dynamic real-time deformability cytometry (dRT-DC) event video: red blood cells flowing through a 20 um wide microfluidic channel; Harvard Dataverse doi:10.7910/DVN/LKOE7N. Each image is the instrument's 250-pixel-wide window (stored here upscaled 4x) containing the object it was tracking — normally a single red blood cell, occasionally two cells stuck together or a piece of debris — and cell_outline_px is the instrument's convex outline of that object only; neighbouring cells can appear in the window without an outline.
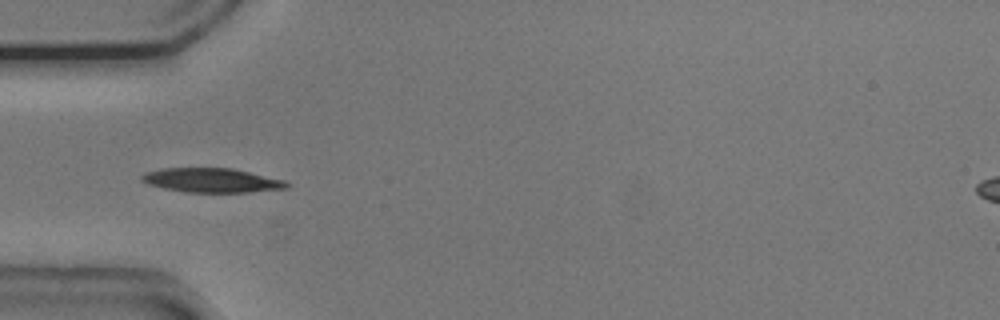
{"species": "common noctule bat (a hibernating species)", "species_latin": "Nyctalus noctula", "temperature_condition": "cold", "stored_images_in_passage": 53, "camera_frame_rate_fps": 3000, "um_per_image_px": 0.085, "animal": {"sex": "male", "body_mass_g": 20.5, "forearm_length_mm": 52.5}, "frame": {"image": 1, "passage_image": 16, "time_ms": 5.0, "image_size_px": [1000, 320], "cell_outline_px": [[292, 184], [288, 188], [248, 192], [184, 192], [164, 188], [148, 184], [140, 180], [140, 176], [144, 172], [160, 168], [232, 168], [284, 180]], "centroid_in_image_um": [17.97, 15.32], "position_along_channel_um": 67.0, "area_um2": 20.58}}
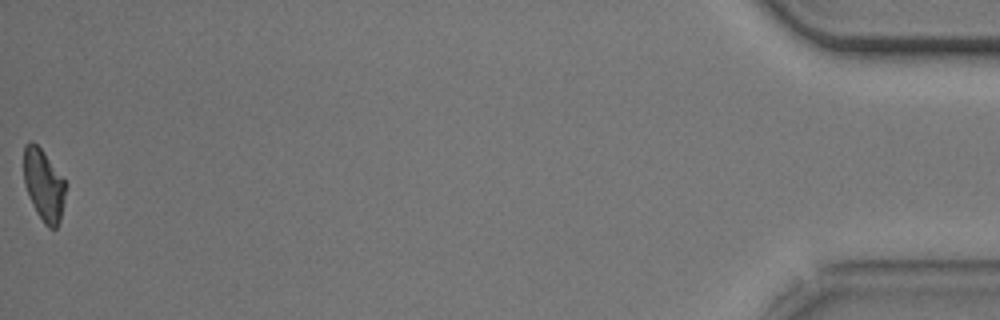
{"frame": {"image": 2, "passage_image": 53, "time_ms": 17.333, "image_size_px": [1000, 320], "cell_outline_px": [[68, 184], [60, 220], [56, 228], [48, 228], [44, 224], [36, 212], [32, 204], [24, 184], [24, 144], [28, 140], [32, 140], [44, 152]], "centroid_in_image_um": [3.73, 15.72], "position_along_channel_um": 431.5, "area_um2": 17.74}, "authors_computed_cell_mechanics": {"area_um2": 19.1318, "velocity_mm_per_s": 3.7535, "shape_relaxation_time_tau1_ms": 2.62, "shape_relaxation_time_tau2_ms": 6.3803, "deformation_change_tau1": 0.1352, "deformation_change_tau2": 0.0912}}